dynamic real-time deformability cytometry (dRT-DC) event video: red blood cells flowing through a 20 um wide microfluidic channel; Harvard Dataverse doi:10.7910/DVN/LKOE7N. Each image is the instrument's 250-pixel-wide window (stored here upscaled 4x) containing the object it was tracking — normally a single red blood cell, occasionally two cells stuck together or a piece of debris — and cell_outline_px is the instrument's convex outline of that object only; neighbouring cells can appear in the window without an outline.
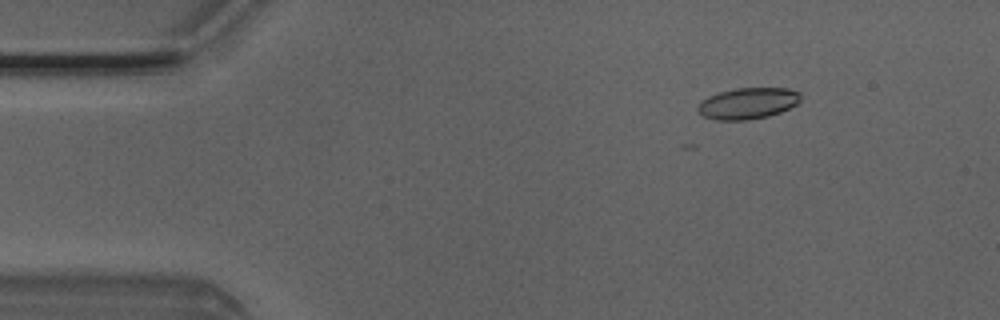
{"species": "Egyptian fruit bat (a non-hibernating species)", "species_latin": "Rousettus aegyptiacus", "temperature_condition": "room temperature", "stored_images_in_passage": 5, "camera_frame_rate_fps": 3000, "um_per_image_px": 0.085, "animal": {"sex": "male"}, "frame": {"image": 1, "passage_image": 2, "time_ms": 0.333, "image_size_px": [1000, 320], "cell_outline_px": [[800, 100], [796, 104], [780, 112], [768, 116], [748, 120], [716, 120], [704, 116], [696, 108], [700, 100], [708, 96], [720, 92], [736, 88], [788, 88], [800, 92]], "centroid_in_image_um": [63.55, 8.78], "position_along_channel_um": 21.5, "area_um2": 18.73}}